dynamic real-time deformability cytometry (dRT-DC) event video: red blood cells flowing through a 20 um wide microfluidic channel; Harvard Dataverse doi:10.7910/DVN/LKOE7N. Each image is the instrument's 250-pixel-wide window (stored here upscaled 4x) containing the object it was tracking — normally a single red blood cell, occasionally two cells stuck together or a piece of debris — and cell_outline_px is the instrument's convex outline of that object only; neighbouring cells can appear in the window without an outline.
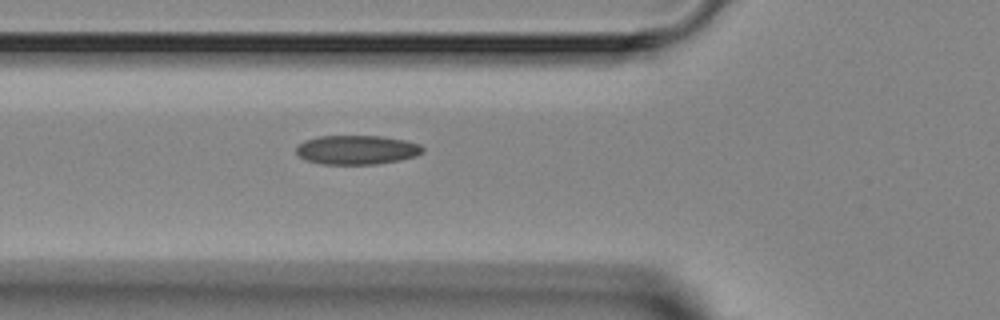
{"species": "Egyptian fruit bat (a non-hibernating species)", "species_latin": "Rousettus aegyptiacus", "temperature_condition": "room temperature", "stored_images_in_passage": 4, "camera_frame_rate_fps": 3000, "um_per_image_px": 0.085, "animal": {"sex": "female"}, "frame": {"image": 1, "passage_image": 4, "time_ms": 4.667, "image_size_px": [1000, 320], "cell_outline_px": [[424, 152], [416, 156], [400, 160], [376, 164], [320, 164], [304, 160], [296, 152], [296, 148], [304, 140], [320, 136], [384, 136], [404, 140], [420, 144], [424, 148]], "centroid_in_image_um": [30.34, 12.74], "position_along_channel_um": 95.5, "area_um2": 21.62}}